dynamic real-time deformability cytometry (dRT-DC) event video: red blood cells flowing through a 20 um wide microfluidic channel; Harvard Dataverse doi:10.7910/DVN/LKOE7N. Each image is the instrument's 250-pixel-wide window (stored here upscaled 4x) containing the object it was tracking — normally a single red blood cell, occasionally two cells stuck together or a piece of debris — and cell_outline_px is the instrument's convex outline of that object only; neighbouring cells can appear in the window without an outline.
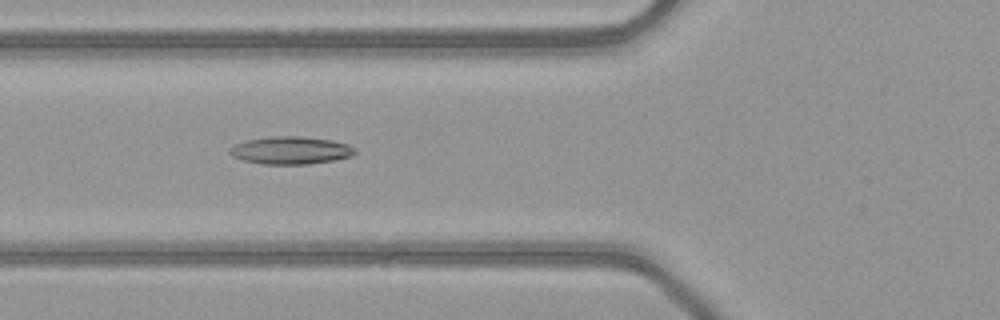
{"species": "common noctule bat (a hibernating species)", "species_latin": "Nyctalus noctula", "temperature_condition": "warm", "stored_images_in_passage": 51, "camera_frame_rate_fps": 3000, "um_per_image_px": 0.085, "animal": {"sex": "female", "body_mass_g": 21.9}, "frame": {"image": 1, "passage_image": 20, "time_ms": 6.333, "image_size_px": [1000, 320], "cell_outline_px": [[356, 152], [352, 156], [336, 160], [308, 164], [264, 164], [244, 160], [232, 156], [228, 152], [228, 148], [244, 140], [272, 136], [300, 136], [332, 140], [348, 144], [356, 148]], "centroid_in_image_um": [24.72, 12.77], "position_along_channel_um": 101.1, "area_um2": 20.35}}
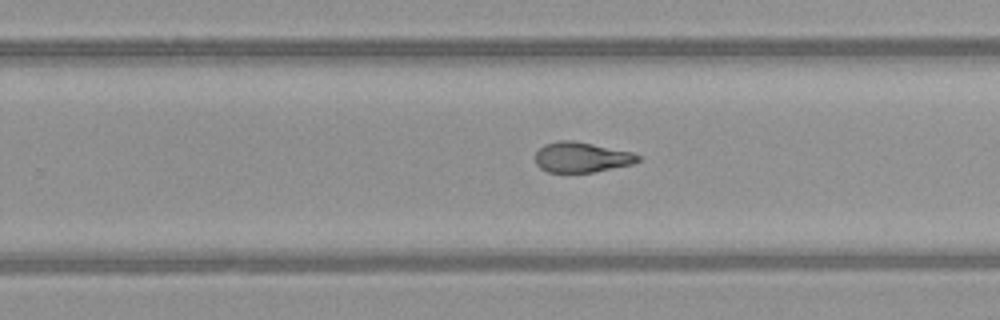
{"frame": {"image": 2, "passage_image": 33, "time_ms": 10.667, "image_size_px": [1000, 320], "cell_outline_px": [[640, 160], [632, 164], [592, 172], [548, 172], [540, 168], [536, 164], [536, 152], [544, 144], [560, 140], [572, 140], [632, 152], [640, 156]], "centroid_in_image_um": [49.41, 13.36], "position_along_channel_um": 280.4, "area_um2": 17.92}}
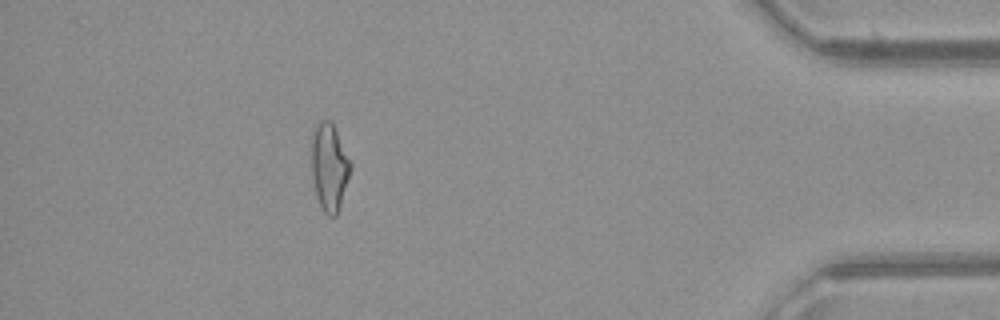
{"frame": {"image": 3, "passage_image": 46, "time_ms": 15.0, "image_size_px": [1000, 320], "cell_outline_px": [[352, 168], [340, 208], [336, 216], [328, 216], [324, 212], [316, 196], [312, 176], [312, 132], [316, 124], [320, 120], [332, 120], [352, 164]], "centroid_in_image_um": [28.01, 14.18], "position_along_channel_um": 407.2, "area_um2": 20.11}, "authors_computed_cell_mechanics": {"area_um2": 19.5942, "velocity_mm_per_s": 4.1248, "shape_relaxation_time_tau1_ms": null, "shape_relaxation_time_tau2_ms": 2.3839, "deformation_change_tau1": null, "deformation_change_tau2": 0.1086}}